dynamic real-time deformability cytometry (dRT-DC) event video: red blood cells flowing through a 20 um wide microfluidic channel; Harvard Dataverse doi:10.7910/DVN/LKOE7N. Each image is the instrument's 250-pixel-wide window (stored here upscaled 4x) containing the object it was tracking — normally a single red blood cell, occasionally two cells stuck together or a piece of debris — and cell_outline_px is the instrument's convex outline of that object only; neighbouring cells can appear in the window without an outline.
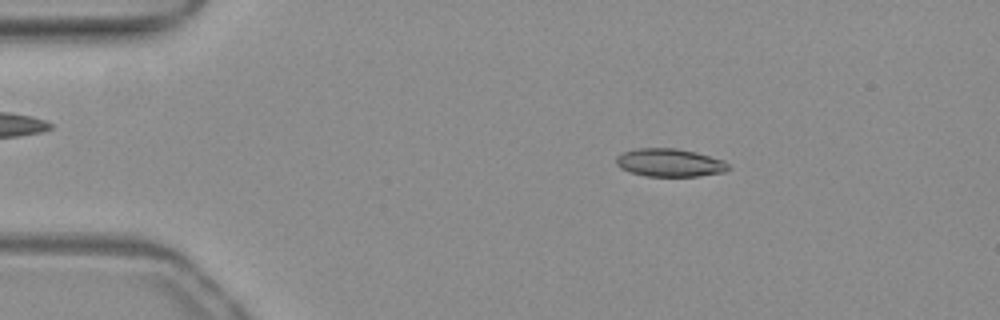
{"species": "common noctule bat (a hibernating species)", "species_latin": "Nyctalus noctula", "temperature_condition": "warm", "stored_images_in_passage": 51, "camera_frame_rate_fps": 3000, "um_per_image_px": 0.085, "animal": {"sex": "female", "body_mass_g": 19.3, "forearm_length_mm": 54.1}, "frame": {"image": 1, "passage_image": 8, "time_ms": 2.333, "image_size_px": [1000, 320], "cell_outline_px": [[732, 168], [728, 172], [700, 176], [644, 176], [620, 168], [616, 164], [616, 156], [620, 152], [636, 148], [676, 148], [696, 152], [724, 160]], "centroid_in_image_um": [56.95, 13.82], "position_along_channel_um": 28.1, "area_um2": 18.67}}
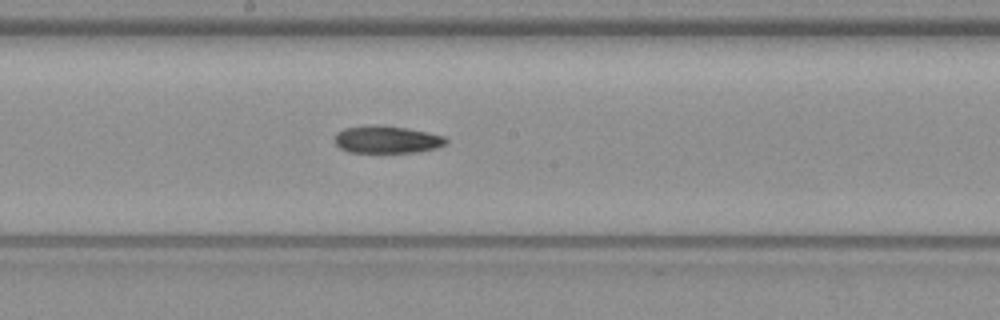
{"frame": {"image": 2, "passage_image": 27, "time_ms": 8.667, "image_size_px": [1000, 320], "cell_outline_px": [[448, 140], [444, 144], [436, 148], [416, 152], [348, 152], [340, 148], [332, 140], [336, 132], [344, 128], [380, 124], [408, 128], [444, 136]], "centroid_in_image_um": [32.83, 11.85], "position_along_channel_um": 215.4, "area_um2": 17.86}}
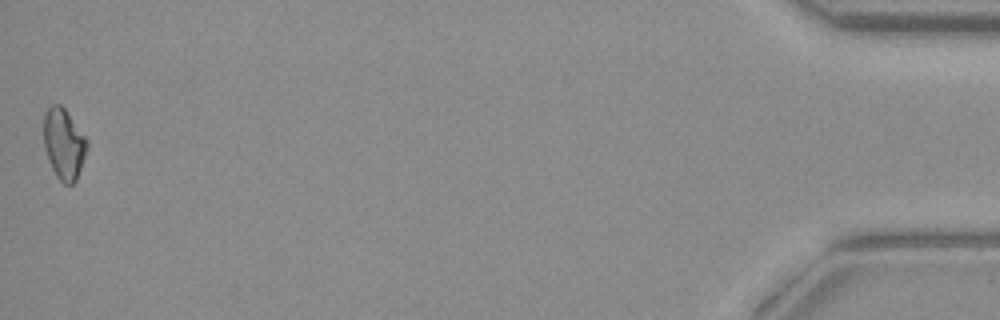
{"frame": {"image": 3, "passage_image": 51, "time_ms": 16.667, "image_size_px": [1000, 320], "cell_outline_px": [[88, 148], [76, 180], [72, 184], [64, 184], [56, 176], [48, 160], [44, 148], [44, 112], [52, 104], [60, 104], [64, 108], [88, 140]], "centroid_in_image_um": [5.42, 12.23], "position_along_channel_um": 429.8, "area_um2": 17.86}}